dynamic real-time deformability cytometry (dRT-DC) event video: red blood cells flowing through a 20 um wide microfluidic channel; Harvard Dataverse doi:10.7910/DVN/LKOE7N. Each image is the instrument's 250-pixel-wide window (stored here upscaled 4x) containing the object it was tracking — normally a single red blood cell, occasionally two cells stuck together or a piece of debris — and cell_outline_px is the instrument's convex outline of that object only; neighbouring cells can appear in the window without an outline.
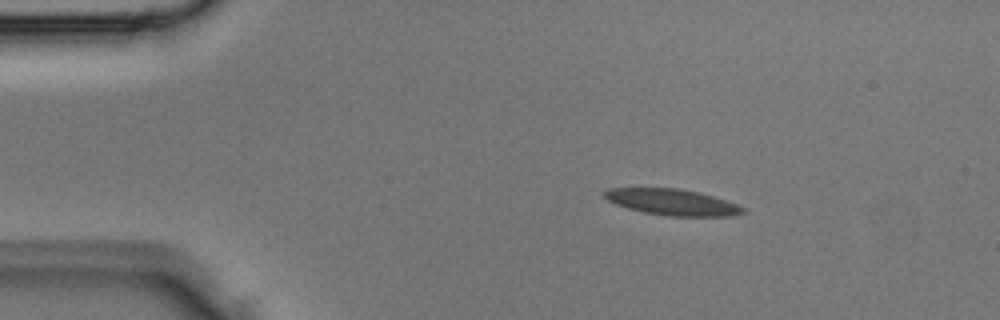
{"species": "Egyptian fruit bat (a non-hibernating species)", "species_latin": "Rousettus aegyptiacus", "temperature_condition": "room temperature", "stored_images_in_passage": 2, "camera_frame_rate_fps": 3000, "um_per_image_px": 0.085, "animal": {"sex": "male"}, "frame": {"image": 1, "passage_image": 1, "time_ms": 0.0, "image_size_px": [1000, 320], "cell_outline_px": [[744, 212], [732, 216], [668, 216], [644, 212], [628, 208], [616, 204], [608, 200], [600, 192], [608, 188], [676, 188], [700, 192], [736, 204], [744, 208]], "centroid_in_image_um": [57.09, 17.17], "position_along_channel_um": 27.9, "area_um2": 20.98}}